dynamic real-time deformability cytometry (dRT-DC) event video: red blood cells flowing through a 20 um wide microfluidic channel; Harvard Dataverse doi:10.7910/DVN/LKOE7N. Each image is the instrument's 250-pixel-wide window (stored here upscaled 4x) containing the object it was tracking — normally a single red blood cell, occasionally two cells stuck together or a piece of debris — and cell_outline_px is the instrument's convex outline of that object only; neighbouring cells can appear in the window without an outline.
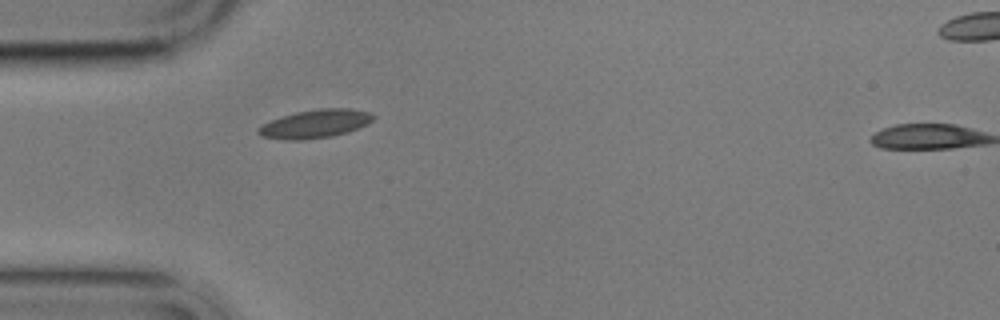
{"species": "common noctule bat (a hibernating species)", "species_latin": "Nyctalus noctula", "temperature_condition": "cold", "stored_images_in_passage": 2, "camera_frame_rate_fps": 3000, "um_per_image_px": 0.085, "animal": {"sex": "male", "body_mass_g": 17.9}, "frame": {"image": 1, "passage_image": 1, "time_ms": 0.0, "image_size_px": [1000, 320], "cell_outline_px": [[376, 116], [372, 120], [348, 132], [332, 136], [300, 140], [288, 140], [260, 136], [256, 132], [256, 128], [272, 120], [296, 112], [320, 108], [352, 108], [372, 112]], "centroid_in_image_um": [26.8, 10.51], "position_along_channel_um": 58.2, "area_um2": 18.9}}